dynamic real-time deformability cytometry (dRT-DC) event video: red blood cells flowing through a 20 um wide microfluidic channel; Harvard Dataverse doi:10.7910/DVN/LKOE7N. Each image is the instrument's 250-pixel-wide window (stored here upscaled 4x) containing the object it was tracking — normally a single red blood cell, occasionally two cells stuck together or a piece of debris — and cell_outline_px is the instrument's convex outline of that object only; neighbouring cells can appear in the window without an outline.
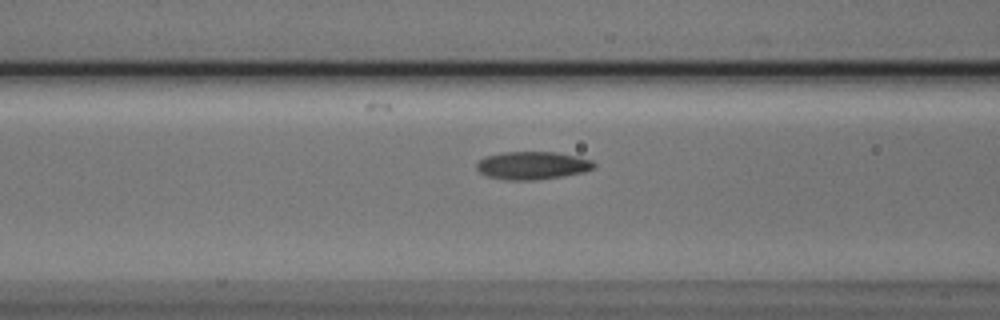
{"species": "Egyptian fruit bat (a non-hibernating species)", "species_latin": "Rousettus aegyptiacus", "temperature_condition": "cold", "stored_images_in_passage": 35, "camera_frame_rate_fps": 3000, "um_per_image_px": 0.085, "animal": {"sex": "male"}, "frame": {"image": 1, "passage_image": 6, "time_ms": 1.667, "image_size_px": [1000, 320], "cell_outline_px": [[596, 168], [584, 172], [536, 180], [504, 180], [488, 176], [480, 172], [476, 168], [476, 164], [484, 156], [504, 152], [556, 152], [576, 156], [592, 160], [596, 164]], "centroid_in_image_um": [45.26, 14.06], "position_along_channel_um": 121.3, "area_um2": 19.13}}
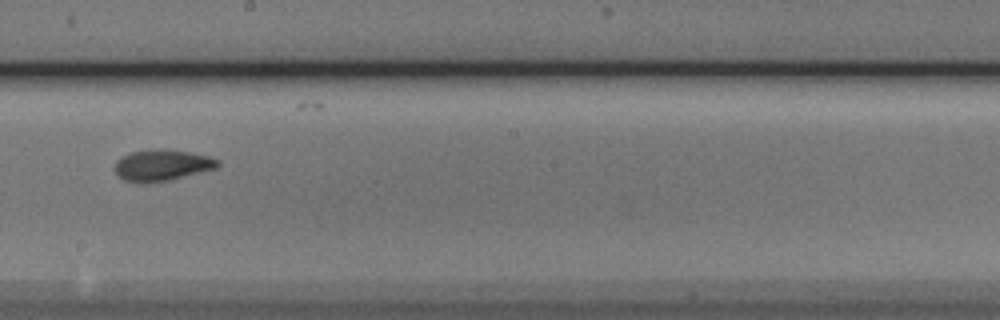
{"frame": {"image": 2, "passage_image": 15, "time_ms": 4.667, "image_size_px": [1000, 320], "cell_outline_px": [[220, 164], [216, 168], [168, 180], [148, 184], [140, 184], [124, 180], [116, 172], [116, 160], [120, 156], [132, 152], [148, 148], [160, 148], [192, 152], [208, 156], [220, 160]], "centroid_in_image_um": [13.75, 14.03], "position_along_channel_um": 234.4, "area_um2": 19.02}}
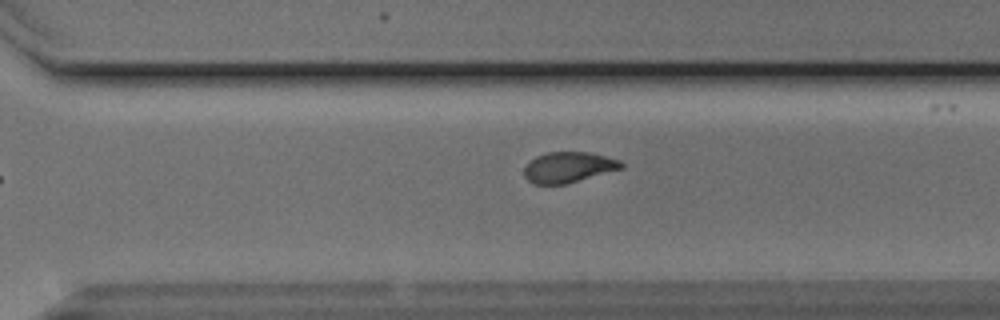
{"frame": {"image": 3, "passage_image": 22, "time_ms": 7.0, "image_size_px": [1000, 320], "cell_outline_px": [[624, 168], [564, 184], [532, 184], [524, 176], [524, 168], [536, 156], [548, 152], [588, 152], [620, 160], [624, 164]], "centroid_in_image_um": [48.32, 14.22], "position_along_channel_um": 322.3, "area_um2": 17.17}, "authors_computed_cell_mechanics": {"area_um2": 18.4382, "velocity_mm_per_s": 3.7703, "shape_relaxation_time_tau1_ms": 4.4361, "shape_relaxation_time_tau2_ms": 1.8803, "deformation_change_tau1": 0.1588, "deformation_change_tau2": 0.0763}}